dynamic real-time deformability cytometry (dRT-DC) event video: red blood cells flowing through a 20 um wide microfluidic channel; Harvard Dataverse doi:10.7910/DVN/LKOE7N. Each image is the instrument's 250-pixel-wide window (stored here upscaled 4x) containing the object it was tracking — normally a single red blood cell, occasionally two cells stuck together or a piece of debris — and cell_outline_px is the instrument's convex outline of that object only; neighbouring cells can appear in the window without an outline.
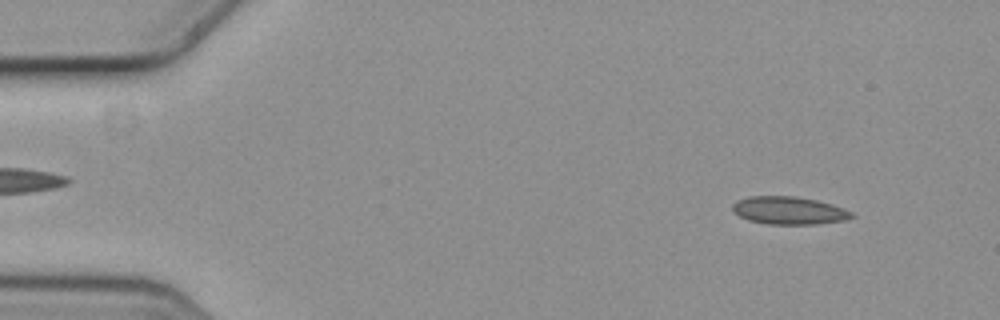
{"species": "common noctule bat (a hibernating species)", "species_latin": "Nyctalus noctula", "temperature_condition": "cold", "stored_images_in_passage": 4, "camera_frame_rate_fps": 3000, "um_per_image_px": 0.085, "animal": {"sex": "female", "body_mass_g": 19.3, "forearm_length_mm": 54.1}, "frame": {"image": 1, "passage_image": 1, "time_ms": 0.0, "image_size_px": [1000, 320], "cell_outline_px": [[856, 216], [844, 220], [816, 224], [764, 224], [748, 220], [740, 216], [732, 208], [732, 204], [740, 200], [752, 196], [796, 196], [816, 200], [832, 204], [844, 208], [852, 212]], "centroid_in_image_um": [67.1, 17.9], "position_along_channel_um": 17.9, "area_um2": 19.19}}